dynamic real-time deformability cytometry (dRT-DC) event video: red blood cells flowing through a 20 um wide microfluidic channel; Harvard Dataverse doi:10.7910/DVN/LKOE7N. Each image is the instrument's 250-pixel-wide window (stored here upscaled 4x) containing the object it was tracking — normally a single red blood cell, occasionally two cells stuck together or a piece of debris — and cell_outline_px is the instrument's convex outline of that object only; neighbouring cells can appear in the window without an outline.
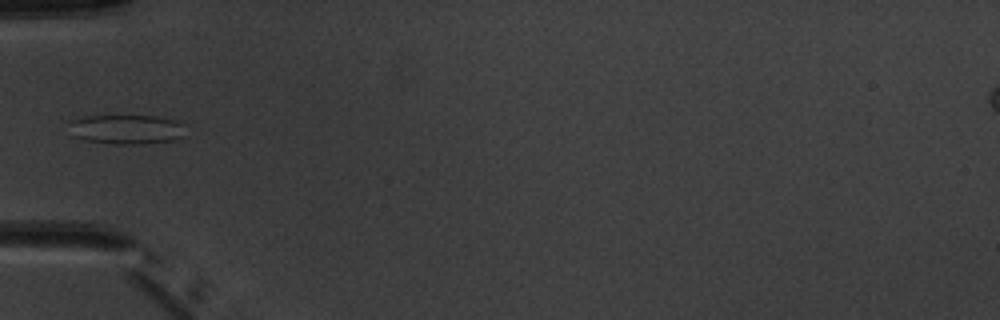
{"species": "common noctule bat (a hibernating species)", "species_latin": "Nyctalus noctula", "temperature_condition": "warm", "stored_images_in_passage": 5, "camera_frame_rate_fps": 3000, "um_per_image_px": 0.085, "animal": {"sex": "male", "body_mass_g": 20.1, "forearm_length_mm": 53.5}, "frame": {"image": 1, "passage_image": 5, "time_ms": 5.667, "image_size_px": [1000, 320], "cell_outline_px": [[188, 136], [172, 140], [144, 144], [112, 144], [84, 140], [72, 136], [68, 120], [84, 116], [156, 116], [176, 120], [184, 124]], "centroid_in_image_um": [10.78, 11.0], "position_along_channel_um": 74.2, "area_um2": 20.52}}